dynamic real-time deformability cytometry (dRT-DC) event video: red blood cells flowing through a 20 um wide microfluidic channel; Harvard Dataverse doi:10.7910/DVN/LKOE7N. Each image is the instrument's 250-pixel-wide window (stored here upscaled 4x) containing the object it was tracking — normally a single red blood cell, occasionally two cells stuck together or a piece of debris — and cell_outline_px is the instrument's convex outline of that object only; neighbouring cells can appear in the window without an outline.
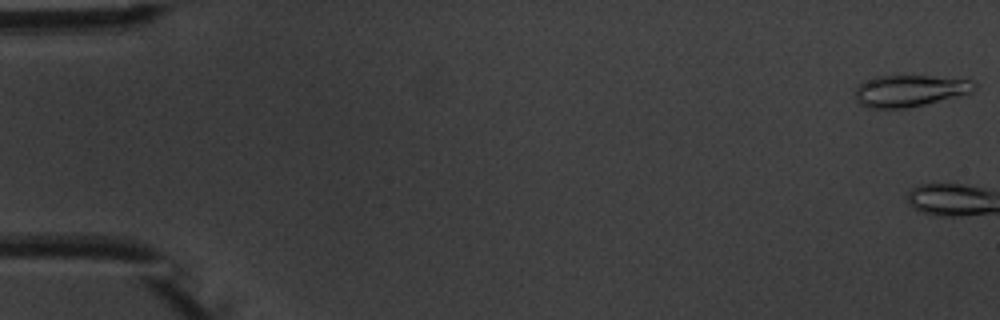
{"species": "common noctule bat (a hibernating species)", "species_latin": "Nyctalus noctula", "temperature_condition": "warm", "stored_images_in_passage": 5, "camera_frame_rate_fps": 3000, "um_per_image_px": 0.085, "animal": {"sex": "male", "body_mass_g": 20.1, "forearm_length_mm": 53.5}, "frame": {"image": 1, "passage_image": 1, "time_ms": 0.0, "image_size_px": [1000, 320], "cell_outline_px": [[976, 88], [972, 92], [924, 104], [904, 108], [868, 108], [860, 104], [856, 100], [856, 84], [864, 80], [876, 76], [932, 76], [972, 80], [976, 84]], "centroid_in_image_um": [77.28, 7.7], "position_along_channel_um": 7.7, "area_um2": 21.91}}